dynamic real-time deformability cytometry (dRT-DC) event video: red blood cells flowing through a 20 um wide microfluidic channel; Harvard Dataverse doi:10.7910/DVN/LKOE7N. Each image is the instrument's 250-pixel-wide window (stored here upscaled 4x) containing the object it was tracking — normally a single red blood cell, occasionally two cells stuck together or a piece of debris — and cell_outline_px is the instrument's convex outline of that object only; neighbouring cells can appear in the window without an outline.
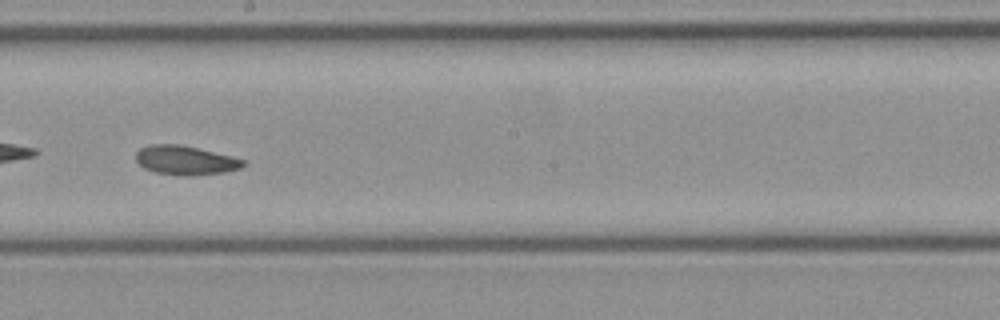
{"species": "common noctule bat (a hibernating species)", "species_latin": "Nyctalus noctula", "temperature_condition": "cold", "stored_images_in_passage": 47, "camera_frame_rate_fps": 3000, "um_per_image_px": 0.085, "animal": {"sex": "female", "body_mass_g": 21.9}, "frame": {"image": 1, "passage_image": 27, "time_ms": 8.667, "image_size_px": [1000, 320], "cell_outline_px": [[248, 164], [240, 168], [224, 172], [192, 176], [180, 176], [156, 172], [144, 168], [136, 160], [136, 152], [140, 148], [148, 144], [180, 144], [232, 156], [244, 160]], "centroid_in_image_um": [15.76, 13.62], "position_along_channel_um": 232.4, "area_um2": 18.32}}